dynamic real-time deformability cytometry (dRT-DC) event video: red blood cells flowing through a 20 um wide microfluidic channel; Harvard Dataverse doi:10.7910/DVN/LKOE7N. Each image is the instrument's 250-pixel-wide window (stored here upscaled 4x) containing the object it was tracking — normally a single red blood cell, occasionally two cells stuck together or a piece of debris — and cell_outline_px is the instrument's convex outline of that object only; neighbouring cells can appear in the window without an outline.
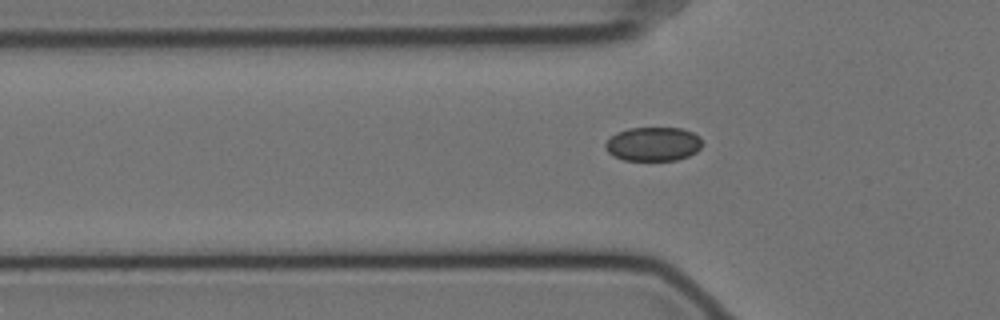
{"species": "Egyptian fruit bat (a non-hibernating species)", "species_latin": "Rousettus aegyptiacus", "temperature_condition": "cold", "stored_images_in_passage": 33, "camera_frame_rate_fps": 3000, "um_per_image_px": 0.085, "animal": {"sex": "female"}, "frame": {"image": 1, "passage_image": 4, "time_ms": 1.0, "image_size_px": [1000, 320], "cell_outline_px": [[704, 144], [696, 152], [688, 156], [676, 160], [624, 160], [612, 156], [604, 148], [604, 144], [616, 132], [628, 128], [680, 128], [692, 132], [700, 136]], "centroid_in_image_um": [55.52, 12.24], "position_along_channel_um": 70.3, "area_um2": 19.36}}
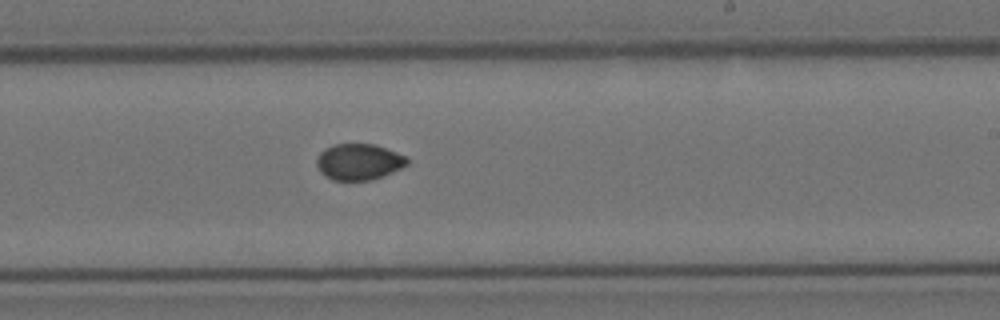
{"frame": {"image": 2, "passage_image": 20, "time_ms": 6.333, "image_size_px": [1000, 320], "cell_outline_px": [[408, 164], [384, 176], [372, 180], [332, 180], [324, 176], [320, 172], [316, 164], [316, 160], [320, 152], [324, 148], [336, 144], [372, 144], [396, 152], [404, 156], [408, 160]], "centroid_in_image_um": [30.46, 13.77], "position_along_channel_um": 258.5, "area_um2": 19.02}}
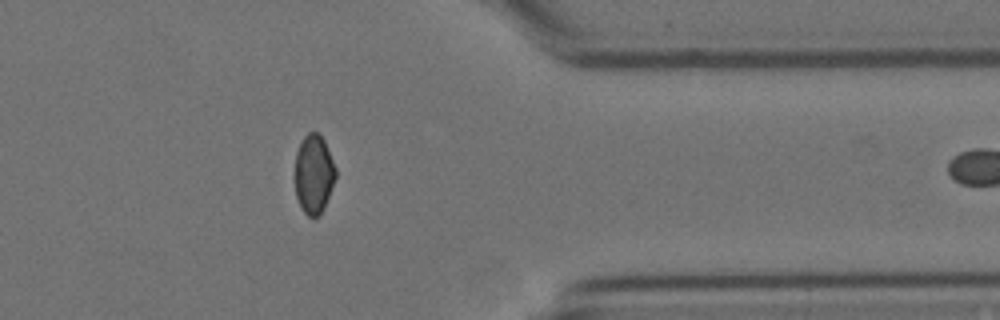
{"frame": {"image": 3, "passage_image": 32, "time_ms": 10.333, "image_size_px": [1000, 320], "cell_outline_px": [[336, 176], [324, 208], [320, 216], [308, 216], [300, 208], [296, 196], [296, 152], [304, 136], [308, 132], [316, 132], [324, 140], [336, 168]], "centroid_in_image_um": [26.68, 14.82], "position_along_channel_um": 384.7, "area_um2": 18.55}}